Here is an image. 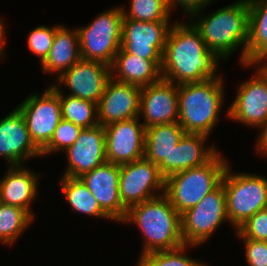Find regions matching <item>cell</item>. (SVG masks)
<instances>
[{"instance_id": "obj_23", "label": "cell", "mask_w": 267, "mask_h": 266, "mask_svg": "<svg viewBox=\"0 0 267 266\" xmlns=\"http://www.w3.org/2000/svg\"><path fill=\"white\" fill-rule=\"evenodd\" d=\"M208 138L203 134L185 133L170 153V175L209 162L219 149L215 143L207 146Z\"/></svg>"}, {"instance_id": "obj_36", "label": "cell", "mask_w": 267, "mask_h": 266, "mask_svg": "<svg viewBox=\"0 0 267 266\" xmlns=\"http://www.w3.org/2000/svg\"><path fill=\"white\" fill-rule=\"evenodd\" d=\"M258 137L256 138L255 151L257 154L262 155L264 158L267 157V125L259 129Z\"/></svg>"}, {"instance_id": "obj_25", "label": "cell", "mask_w": 267, "mask_h": 266, "mask_svg": "<svg viewBox=\"0 0 267 266\" xmlns=\"http://www.w3.org/2000/svg\"><path fill=\"white\" fill-rule=\"evenodd\" d=\"M248 5L246 64H257L267 56V0H248Z\"/></svg>"}, {"instance_id": "obj_10", "label": "cell", "mask_w": 267, "mask_h": 266, "mask_svg": "<svg viewBox=\"0 0 267 266\" xmlns=\"http://www.w3.org/2000/svg\"><path fill=\"white\" fill-rule=\"evenodd\" d=\"M241 66L255 67V75L241 81L225 114L232 121L260 129L267 125V75L257 64Z\"/></svg>"}, {"instance_id": "obj_18", "label": "cell", "mask_w": 267, "mask_h": 266, "mask_svg": "<svg viewBox=\"0 0 267 266\" xmlns=\"http://www.w3.org/2000/svg\"><path fill=\"white\" fill-rule=\"evenodd\" d=\"M141 87L108 80L97 103L98 123L102 126L139 117Z\"/></svg>"}, {"instance_id": "obj_12", "label": "cell", "mask_w": 267, "mask_h": 266, "mask_svg": "<svg viewBox=\"0 0 267 266\" xmlns=\"http://www.w3.org/2000/svg\"><path fill=\"white\" fill-rule=\"evenodd\" d=\"M170 23V21L143 22L123 19L121 48L146 60H162L167 37L173 25Z\"/></svg>"}, {"instance_id": "obj_29", "label": "cell", "mask_w": 267, "mask_h": 266, "mask_svg": "<svg viewBox=\"0 0 267 266\" xmlns=\"http://www.w3.org/2000/svg\"><path fill=\"white\" fill-rule=\"evenodd\" d=\"M121 8L123 19L143 22L170 21L172 16L166 0H130L129 8L125 5H121Z\"/></svg>"}, {"instance_id": "obj_15", "label": "cell", "mask_w": 267, "mask_h": 266, "mask_svg": "<svg viewBox=\"0 0 267 266\" xmlns=\"http://www.w3.org/2000/svg\"><path fill=\"white\" fill-rule=\"evenodd\" d=\"M0 157L7 162V166L25 165L27 160L42 157L17 107L0 119Z\"/></svg>"}, {"instance_id": "obj_1", "label": "cell", "mask_w": 267, "mask_h": 266, "mask_svg": "<svg viewBox=\"0 0 267 266\" xmlns=\"http://www.w3.org/2000/svg\"><path fill=\"white\" fill-rule=\"evenodd\" d=\"M173 22L162 54V79L176 85L219 77L221 59L209 51L200 32L190 23ZM188 22V23H187Z\"/></svg>"}, {"instance_id": "obj_27", "label": "cell", "mask_w": 267, "mask_h": 266, "mask_svg": "<svg viewBox=\"0 0 267 266\" xmlns=\"http://www.w3.org/2000/svg\"><path fill=\"white\" fill-rule=\"evenodd\" d=\"M35 219L23 208L0 202V243L11 246Z\"/></svg>"}, {"instance_id": "obj_17", "label": "cell", "mask_w": 267, "mask_h": 266, "mask_svg": "<svg viewBox=\"0 0 267 266\" xmlns=\"http://www.w3.org/2000/svg\"><path fill=\"white\" fill-rule=\"evenodd\" d=\"M119 176L120 165L106 161L79 177L102 210L118 224L124 220L127 213L119 195Z\"/></svg>"}, {"instance_id": "obj_16", "label": "cell", "mask_w": 267, "mask_h": 266, "mask_svg": "<svg viewBox=\"0 0 267 266\" xmlns=\"http://www.w3.org/2000/svg\"><path fill=\"white\" fill-rule=\"evenodd\" d=\"M67 165L62 176L79 178L104 164L106 158L105 129L98 124L82 129L77 140L66 151Z\"/></svg>"}, {"instance_id": "obj_14", "label": "cell", "mask_w": 267, "mask_h": 266, "mask_svg": "<svg viewBox=\"0 0 267 266\" xmlns=\"http://www.w3.org/2000/svg\"><path fill=\"white\" fill-rule=\"evenodd\" d=\"M110 78V66L81 58L69 70L55 79L53 84L56 87H62L63 85L67 87L70 91L67 95L97 104Z\"/></svg>"}, {"instance_id": "obj_24", "label": "cell", "mask_w": 267, "mask_h": 266, "mask_svg": "<svg viewBox=\"0 0 267 266\" xmlns=\"http://www.w3.org/2000/svg\"><path fill=\"white\" fill-rule=\"evenodd\" d=\"M81 59L79 37L76 28L61 25L55 33L53 45L46 59L40 64L44 74L59 78ZM57 73V74H56Z\"/></svg>"}, {"instance_id": "obj_30", "label": "cell", "mask_w": 267, "mask_h": 266, "mask_svg": "<svg viewBox=\"0 0 267 266\" xmlns=\"http://www.w3.org/2000/svg\"><path fill=\"white\" fill-rule=\"evenodd\" d=\"M193 247L197 246L185 244L174 250L150 252L139 256L136 266H208L186 254Z\"/></svg>"}, {"instance_id": "obj_7", "label": "cell", "mask_w": 267, "mask_h": 266, "mask_svg": "<svg viewBox=\"0 0 267 266\" xmlns=\"http://www.w3.org/2000/svg\"><path fill=\"white\" fill-rule=\"evenodd\" d=\"M123 12L120 5L102 11L85 26L76 27L82 59L111 67L121 47Z\"/></svg>"}, {"instance_id": "obj_4", "label": "cell", "mask_w": 267, "mask_h": 266, "mask_svg": "<svg viewBox=\"0 0 267 266\" xmlns=\"http://www.w3.org/2000/svg\"><path fill=\"white\" fill-rule=\"evenodd\" d=\"M224 77L177 85L178 123L185 133L211 135L224 106Z\"/></svg>"}, {"instance_id": "obj_2", "label": "cell", "mask_w": 267, "mask_h": 266, "mask_svg": "<svg viewBox=\"0 0 267 266\" xmlns=\"http://www.w3.org/2000/svg\"><path fill=\"white\" fill-rule=\"evenodd\" d=\"M202 13L203 9L188 19L200 32L207 49L225 62L238 48H242L239 62L241 65H246L249 26L248 0H237L211 12V14Z\"/></svg>"}, {"instance_id": "obj_13", "label": "cell", "mask_w": 267, "mask_h": 266, "mask_svg": "<svg viewBox=\"0 0 267 266\" xmlns=\"http://www.w3.org/2000/svg\"><path fill=\"white\" fill-rule=\"evenodd\" d=\"M136 117L104 127L107 162L124 164L144 158L145 127Z\"/></svg>"}, {"instance_id": "obj_37", "label": "cell", "mask_w": 267, "mask_h": 266, "mask_svg": "<svg viewBox=\"0 0 267 266\" xmlns=\"http://www.w3.org/2000/svg\"><path fill=\"white\" fill-rule=\"evenodd\" d=\"M6 23L4 20L1 18L0 19V59L3 60L4 55L7 54L5 53V45H6Z\"/></svg>"}, {"instance_id": "obj_22", "label": "cell", "mask_w": 267, "mask_h": 266, "mask_svg": "<svg viewBox=\"0 0 267 266\" xmlns=\"http://www.w3.org/2000/svg\"><path fill=\"white\" fill-rule=\"evenodd\" d=\"M162 60H146L120 47L111 65V77L119 82L148 86L162 79Z\"/></svg>"}, {"instance_id": "obj_33", "label": "cell", "mask_w": 267, "mask_h": 266, "mask_svg": "<svg viewBox=\"0 0 267 266\" xmlns=\"http://www.w3.org/2000/svg\"><path fill=\"white\" fill-rule=\"evenodd\" d=\"M236 231L246 239L267 241V208L255 213Z\"/></svg>"}, {"instance_id": "obj_26", "label": "cell", "mask_w": 267, "mask_h": 266, "mask_svg": "<svg viewBox=\"0 0 267 266\" xmlns=\"http://www.w3.org/2000/svg\"><path fill=\"white\" fill-rule=\"evenodd\" d=\"M60 187L64 199L77 214L113 221L100 207L99 203L80 178L61 176Z\"/></svg>"}, {"instance_id": "obj_32", "label": "cell", "mask_w": 267, "mask_h": 266, "mask_svg": "<svg viewBox=\"0 0 267 266\" xmlns=\"http://www.w3.org/2000/svg\"><path fill=\"white\" fill-rule=\"evenodd\" d=\"M60 26V24H57L56 26L50 27L42 24L32 29L28 34V49L35 54V56L39 57L40 64L46 59L53 45L56 30Z\"/></svg>"}, {"instance_id": "obj_35", "label": "cell", "mask_w": 267, "mask_h": 266, "mask_svg": "<svg viewBox=\"0 0 267 266\" xmlns=\"http://www.w3.org/2000/svg\"><path fill=\"white\" fill-rule=\"evenodd\" d=\"M170 13L180 6L183 12L191 17L194 13L203 10H207V7L216 0H166ZM206 8V9H205Z\"/></svg>"}, {"instance_id": "obj_3", "label": "cell", "mask_w": 267, "mask_h": 266, "mask_svg": "<svg viewBox=\"0 0 267 266\" xmlns=\"http://www.w3.org/2000/svg\"><path fill=\"white\" fill-rule=\"evenodd\" d=\"M121 224L136 225L141 231L143 241L139 256L185 245L181 233V215L165 194L128 208Z\"/></svg>"}, {"instance_id": "obj_38", "label": "cell", "mask_w": 267, "mask_h": 266, "mask_svg": "<svg viewBox=\"0 0 267 266\" xmlns=\"http://www.w3.org/2000/svg\"><path fill=\"white\" fill-rule=\"evenodd\" d=\"M257 65L265 72L267 75V56L261 59Z\"/></svg>"}, {"instance_id": "obj_28", "label": "cell", "mask_w": 267, "mask_h": 266, "mask_svg": "<svg viewBox=\"0 0 267 266\" xmlns=\"http://www.w3.org/2000/svg\"><path fill=\"white\" fill-rule=\"evenodd\" d=\"M59 89L62 119L70 121L82 129L98 125L97 104L63 93Z\"/></svg>"}, {"instance_id": "obj_19", "label": "cell", "mask_w": 267, "mask_h": 266, "mask_svg": "<svg viewBox=\"0 0 267 266\" xmlns=\"http://www.w3.org/2000/svg\"><path fill=\"white\" fill-rule=\"evenodd\" d=\"M139 118L145 128L178 122L177 85L161 79L141 87Z\"/></svg>"}, {"instance_id": "obj_5", "label": "cell", "mask_w": 267, "mask_h": 266, "mask_svg": "<svg viewBox=\"0 0 267 266\" xmlns=\"http://www.w3.org/2000/svg\"><path fill=\"white\" fill-rule=\"evenodd\" d=\"M221 154L218 152L202 166L179 171L165 179L164 194L180 215L196 206L221 183L229 164L228 159Z\"/></svg>"}, {"instance_id": "obj_34", "label": "cell", "mask_w": 267, "mask_h": 266, "mask_svg": "<svg viewBox=\"0 0 267 266\" xmlns=\"http://www.w3.org/2000/svg\"><path fill=\"white\" fill-rule=\"evenodd\" d=\"M235 235L244 242L248 266H267V241L243 238L236 230Z\"/></svg>"}, {"instance_id": "obj_21", "label": "cell", "mask_w": 267, "mask_h": 266, "mask_svg": "<svg viewBox=\"0 0 267 266\" xmlns=\"http://www.w3.org/2000/svg\"><path fill=\"white\" fill-rule=\"evenodd\" d=\"M185 134L178 123L155 125L145 129L144 157L158 165L161 175L170 176V153Z\"/></svg>"}, {"instance_id": "obj_20", "label": "cell", "mask_w": 267, "mask_h": 266, "mask_svg": "<svg viewBox=\"0 0 267 266\" xmlns=\"http://www.w3.org/2000/svg\"><path fill=\"white\" fill-rule=\"evenodd\" d=\"M39 176L25 165L7 166L0 179V202L23 208L35 219L31 206L39 195Z\"/></svg>"}, {"instance_id": "obj_9", "label": "cell", "mask_w": 267, "mask_h": 266, "mask_svg": "<svg viewBox=\"0 0 267 266\" xmlns=\"http://www.w3.org/2000/svg\"><path fill=\"white\" fill-rule=\"evenodd\" d=\"M16 107L25 118L32 141L42 150L62 120L59 89L54 84H49L42 94L30 93Z\"/></svg>"}, {"instance_id": "obj_6", "label": "cell", "mask_w": 267, "mask_h": 266, "mask_svg": "<svg viewBox=\"0 0 267 266\" xmlns=\"http://www.w3.org/2000/svg\"><path fill=\"white\" fill-rule=\"evenodd\" d=\"M221 182L226 192L228 223L234 230L255 213L267 208V177L256 172L234 173L229 163Z\"/></svg>"}, {"instance_id": "obj_11", "label": "cell", "mask_w": 267, "mask_h": 266, "mask_svg": "<svg viewBox=\"0 0 267 266\" xmlns=\"http://www.w3.org/2000/svg\"><path fill=\"white\" fill-rule=\"evenodd\" d=\"M165 193V178L158 165L145 157L120 165L119 195L128 209Z\"/></svg>"}, {"instance_id": "obj_31", "label": "cell", "mask_w": 267, "mask_h": 266, "mask_svg": "<svg viewBox=\"0 0 267 266\" xmlns=\"http://www.w3.org/2000/svg\"><path fill=\"white\" fill-rule=\"evenodd\" d=\"M82 131L80 126L62 119L56 127L54 134L49 143L41 150V156L65 152L77 140L79 133Z\"/></svg>"}, {"instance_id": "obj_8", "label": "cell", "mask_w": 267, "mask_h": 266, "mask_svg": "<svg viewBox=\"0 0 267 266\" xmlns=\"http://www.w3.org/2000/svg\"><path fill=\"white\" fill-rule=\"evenodd\" d=\"M226 221H228L226 192L221 182L196 206L181 214V233L184 244L200 247Z\"/></svg>"}]
</instances>
